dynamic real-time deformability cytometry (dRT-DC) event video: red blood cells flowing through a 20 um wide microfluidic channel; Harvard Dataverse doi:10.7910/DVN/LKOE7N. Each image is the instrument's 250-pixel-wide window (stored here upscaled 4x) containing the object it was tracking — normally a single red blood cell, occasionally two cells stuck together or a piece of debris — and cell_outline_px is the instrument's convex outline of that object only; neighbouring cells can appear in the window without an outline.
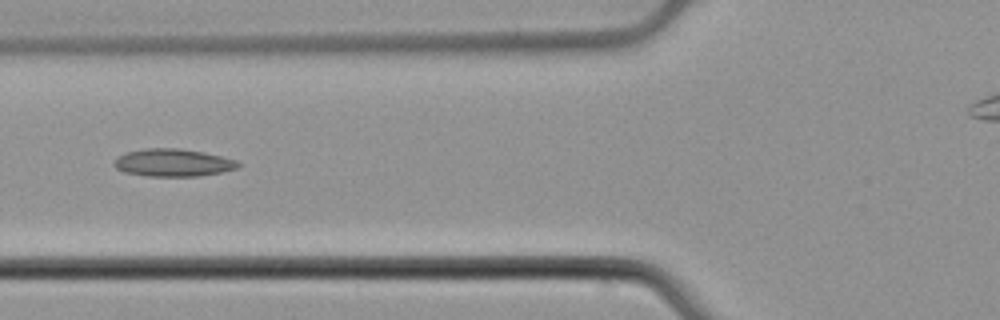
{"species": "common noctule bat (a hibernating species)", "species_latin": "Nyctalus noctula", "temperature_condition": "cold", "stored_images_in_passage": 6, "camera_frame_rate_fps": 3000, "um_per_image_px": 0.085, "animal": {"sex": "male", "body_mass_g": 21.5, "forearm_length_mm": 52.0}, "frame": {"image": 1, "passage_image": 6, "time_ms": 1.667, "image_size_px": [1000, 320], "cell_outline_px": [[240, 164], [236, 168], [220, 172], [200, 176], [148, 176], [124, 172], [116, 168], [112, 164], [116, 156], [128, 152], [144, 148], [180, 148], [204, 152], [236, 160]], "centroid_in_image_um": [14.66, 13.82], "position_along_channel_um": 111.1, "area_um2": 19.94}}